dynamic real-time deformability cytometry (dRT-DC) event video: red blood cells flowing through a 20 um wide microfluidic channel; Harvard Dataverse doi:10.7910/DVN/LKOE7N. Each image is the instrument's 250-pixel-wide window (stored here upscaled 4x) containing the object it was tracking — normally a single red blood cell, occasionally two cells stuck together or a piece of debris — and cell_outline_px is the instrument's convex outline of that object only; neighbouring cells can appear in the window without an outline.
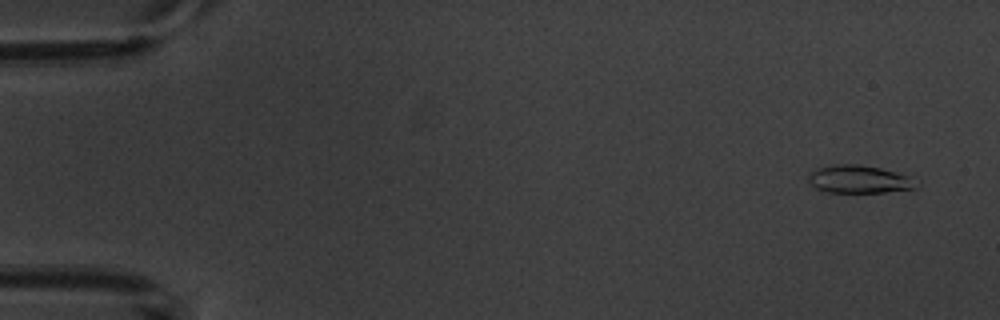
{"species": "common noctule bat (a hibernating species)", "species_latin": "Nyctalus noctula", "temperature_condition": "warm", "stored_images_in_passage": 5, "camera_frame_rate_fps": 3000, "um_per_image_px": 0.085, "animal": {"sex": "male", "body_mass_g": 20.1, "forearm_length_mm": 53.5}, "frame": {"image": 1, "passage_image": 1, "time_ms": 0.0, "image_size_px": [1000, 320], "cell_outline_px": [[920, 188], [884, 192], [828, 192], [816, 188], [808, 180], [808, 176], [816, 168], [836, 164], [856, 164], [880, 168], [896, 172], [908, 176], [920, 184]], "centroid_in_image_um": [73.06, 15.24], "position_along_channel_um": 11.9, "area_um2": 17.46}}